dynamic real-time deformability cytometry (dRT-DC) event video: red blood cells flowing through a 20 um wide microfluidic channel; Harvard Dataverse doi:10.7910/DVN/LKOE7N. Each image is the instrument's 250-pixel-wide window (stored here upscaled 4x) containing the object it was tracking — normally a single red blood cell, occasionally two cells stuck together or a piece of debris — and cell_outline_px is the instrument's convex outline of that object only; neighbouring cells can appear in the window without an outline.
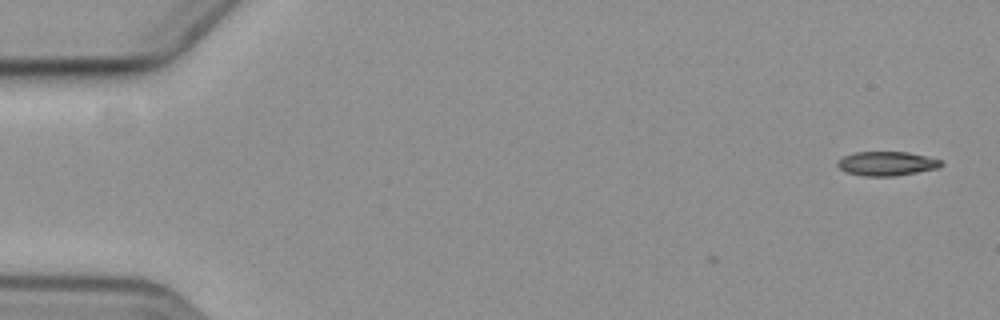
{"species": "common noctule bat (a hibernating species)", "species_latin": "Nyctalus noctula", "temperature_condition": "cold", "stored_images_in_passage": 4, "camera_frame_rate_fps": 3000, "um_per_image_px": 0.085, "animal": {"sex": "female", "body_mass_g": 19.3, "forearm_length_mm": 54.1}, "frame": {"image": 1, "passage_image": 1, "time_ms": 0.0, "image_size_px": [1000, 320], "cell_outline_px": [[940, 164], [936, 168], [916, 172], [892, 176], [864, 176], [844, 172], [836, 164], [836, 160], [852, 152], [908, 152], [940, 160]], "centroid_in_image_um": [75.25, 13.9], "position_along_channel_um": 9.7, "area_um2": 14.39}}